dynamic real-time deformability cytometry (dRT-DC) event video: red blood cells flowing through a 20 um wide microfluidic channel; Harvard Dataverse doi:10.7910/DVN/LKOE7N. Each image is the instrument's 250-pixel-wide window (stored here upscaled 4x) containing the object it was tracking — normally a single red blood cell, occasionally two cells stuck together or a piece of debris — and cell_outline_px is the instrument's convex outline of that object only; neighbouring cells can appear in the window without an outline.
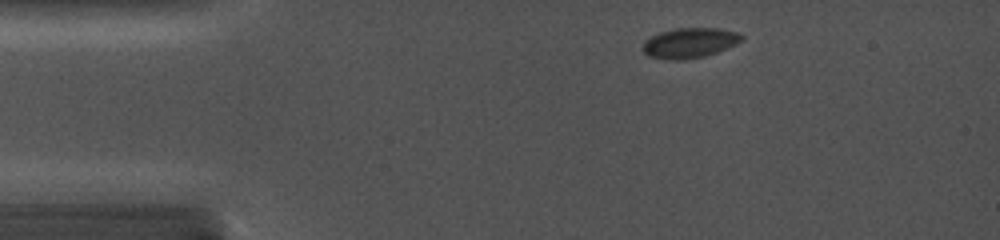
{"species": "common noctule bat (a hibernating species)", "species_latin": "Nyctalus noctula", "temperature_condition": "cold", "stored_images_in_passage": 66, "camera_frame_rate_fps": 5000, "um_per_image_px": 0.085, "animal": {"sex": "female", "body_mass_g": 19.0, "forearm_length_mm": 56.7}, "frame": {"image": 1, "passage_image": 6, "time_ms": 0.6, "image_size_px": [1000, 240], "cell_outline_px": [[744, 40], [736, 44], [716, 52], [704, 56], [684, 60], [672, 60], [648, 56], [644, 52], [644, 40], [660, 32], [676, 28], [720, 28], [740, 32], [744, 36]], "centroid_in_image_um": [58.66, 3.63], "position_along_channel_um": 26.3, "area_um2": 17.4}}
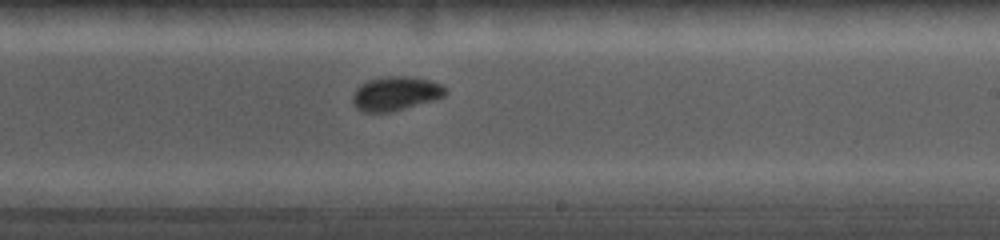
{"frame": {"image": 2, "passage_image": 38, "time_ms": 7.8, "image_size_px": [1000, 240], "cell_outline_px": [[448, 92], [444, 96], [432, 100], [404, 108], [388, 112], [364, 112], [356, 108], [352, 100], [352, 96], [356, 88], [368, 80], [388, 76], [404, 76], [428, 80], [440, 84], [448, 88]], "centroid_in_image_um": [33.61, 7.95], "position_along_channel_um": 255.4, "area_um2": 18.15}}
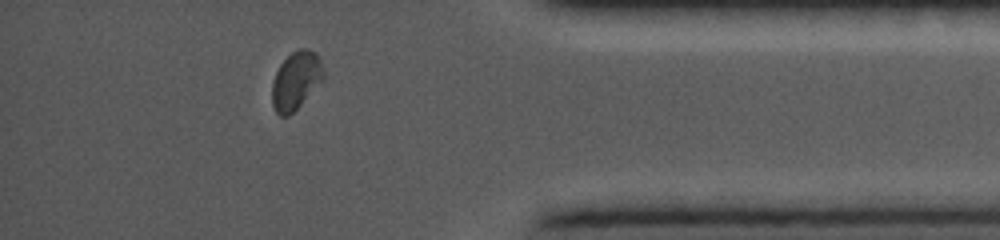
{"frame": {"image": 3, "passage_image": 59, "time_ms": 12.0, "image_size_px": [1000, 240], "cell_outline_px": [[324, 76], [300, 104], [288, 116], [280, 116], [276, 112], [272, 104], [272, 84], [276, 72], [280, 64], [292, 52], [300, 48], [308, 48], [316, 52], [320, 60], [324, 72]], "centroid_in_image_um": [25.13, 6.81], "position_along_channel_um": 410.1, "area_um2": 16.94}}